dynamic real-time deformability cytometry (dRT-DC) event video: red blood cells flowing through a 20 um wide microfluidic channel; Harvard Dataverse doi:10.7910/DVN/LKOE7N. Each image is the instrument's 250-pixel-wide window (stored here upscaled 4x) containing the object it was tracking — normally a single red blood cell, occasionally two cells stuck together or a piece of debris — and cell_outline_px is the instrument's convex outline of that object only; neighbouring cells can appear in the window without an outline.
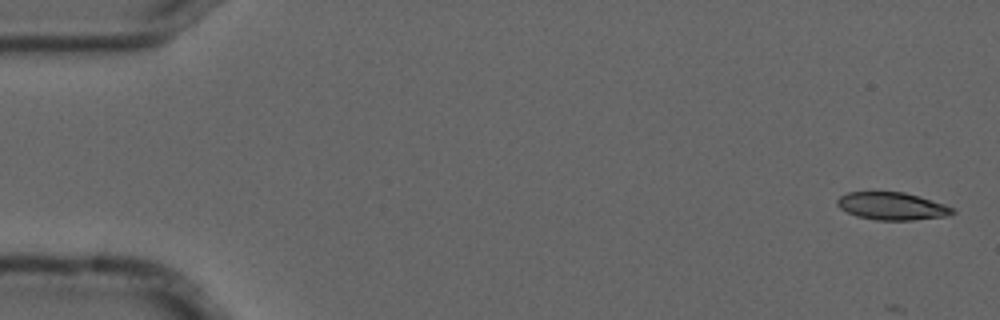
{"species": "common noctule bat (a hibernating species)", "species_latin": "Nyctalus noctula", "temperature_condition": "cold", "stored_images_in_passage": 5, "camera_frame_rate_fps": 3000, "um_per_image_px": 0.085, "animal": {"sex": "male", "forearm_length_mm": 52.5}, "frame": {"image": 1, "passage_image": 1, "time_ms": 0.0, "image_size_px": [1000, 320], "cell_outline_px": [[956, 212], [948, 216], [912, 220], [876, 220], [856, 216], [840, 208], [836, 204], [836, 200], [840, 196], [848, 192], [904, 192], [920, 196], [944, 204], [952, 208]], "centroid_in_image_um": [75.82, 17.52], "position_along_channel_um": 9.2, "area_um2": 18.55}}